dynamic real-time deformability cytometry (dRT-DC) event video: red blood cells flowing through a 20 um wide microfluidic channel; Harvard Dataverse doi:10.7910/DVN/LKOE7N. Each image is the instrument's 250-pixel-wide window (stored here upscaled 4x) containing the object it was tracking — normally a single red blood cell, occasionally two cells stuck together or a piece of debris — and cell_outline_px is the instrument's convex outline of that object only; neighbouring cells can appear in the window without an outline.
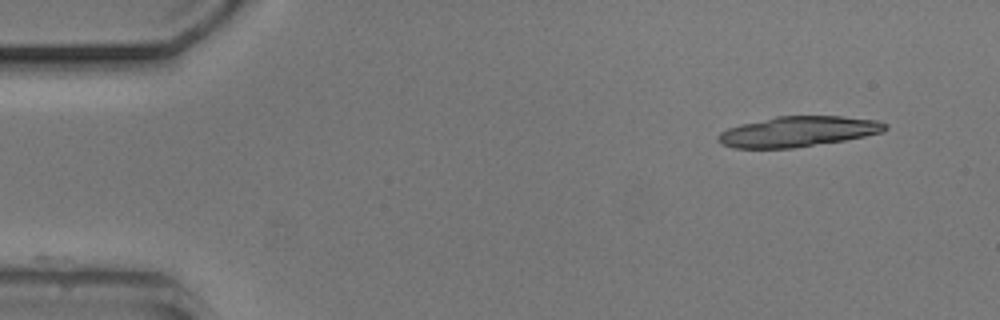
{"species": "common noctule bat (a hibernating species)", "species_latin": "Nyctalus noctula", "temperature_condition": "cold", "stored_images_in_passage": 14, "camera_frame_rate_fps": 3000, "um_per_image_px": 0.085, "animal": {"sex": "male", "body_mass_g": 20.5, "forearm_length_mm": 52.5}, "frame": {"image": 1, "passage_image": 1, "time_ms": 0.0, "image_size_px": [1000, 320], "cell_outline_px": [[888, 128], [884, 132], [844, 140], [792, 148], [732, 148], [720, 144], [716, 140], [716, 136], [720, 132], [728, 128], [740, 124], [776, 116], [840, 116], [876, 120], [888, 124]], "centroid_in_image_um": [67.79, 11.18], "position_along_channel_um": 17.2, "area_um2": 29.65}}